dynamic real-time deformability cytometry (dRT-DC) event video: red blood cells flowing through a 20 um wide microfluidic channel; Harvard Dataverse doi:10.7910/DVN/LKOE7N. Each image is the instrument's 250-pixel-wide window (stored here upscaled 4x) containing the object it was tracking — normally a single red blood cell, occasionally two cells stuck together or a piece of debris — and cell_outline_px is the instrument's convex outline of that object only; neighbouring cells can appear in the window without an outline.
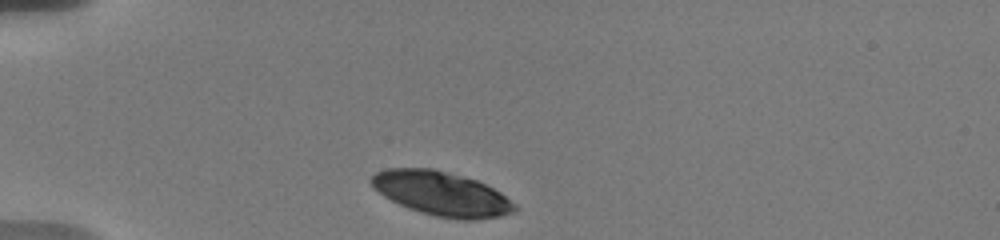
{"species": "human", "species_latin": "Homo sapiens", "temperature_condition": "warm", "stored_images_in_passage": 13, "camera_frame_rate_fps": 3000, "um_per_image_px": 0.085, "donor": {"sex": "male"}, "frame": {"image": 1, "passage_image": 1, "time_ms": 0.0, "image_size_px": [1000, 240], "cell_outline_px": [[520, 208], [512, 212], [500, 216], [476, 220], [456, 220], [436, 216], [420, 212], [408, 208], [384, 196], [372, 188], [368, 180], [376, 172], [388, 168], [432, 168], [476, 180], [500, 192], [516, 204]], "centroid_in_image_um": [37.52, 16.47], "position_along_channel_um": 47.5, "area_um2": 36.99}}
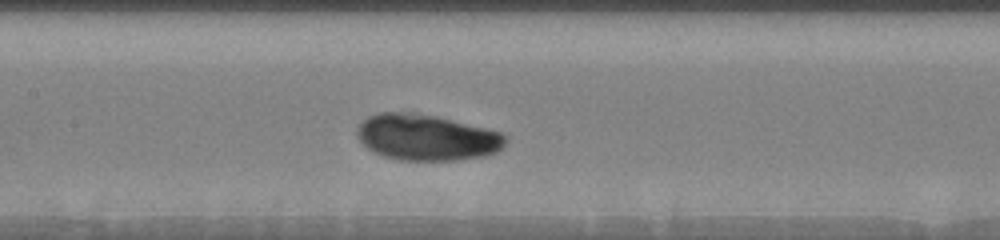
{"frame": {"image": 2, "passage_image": 10, "time_ms": 4.333, "image_size_px": [1000, 240], "cell_outline_px": [[508, 140], [496, 152], [484, 156], [456, 160], [400, 160], [384, 156], [368, 148], [356, 136], [356, 132], [360, 124], [368, 116], [380, 112], [412, 112], [432, 116], [484, 128], [500, 132], [508, 136]], "centroid_in_image_um": [36.25, 11.68], "position_along_channel_um": 171.1, "area_um2": 39.36}}
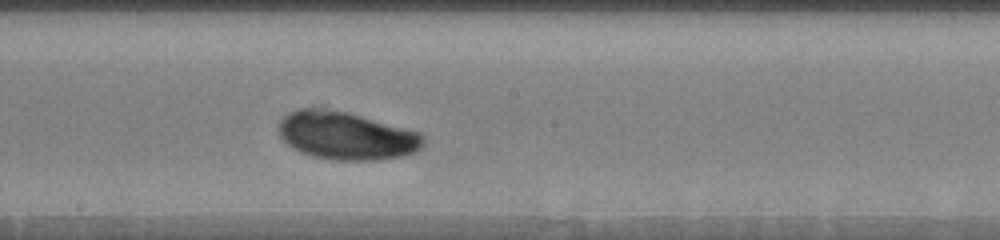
{"frame": {"image": 3, "passage_image": 13, "time_ms": 5.667, "image_size_px": [1000, 240], "cell_outline_px": [[424, 140], [420, 148], [416, 152], [400, 156], [380, 160], [332, 160], [312, 156], [300, 152], [292, 148], [280, 136], [280, 120], [288, 112], [300, 108], [324, 108], [348, 112], [420, 132]], "centroid_in_image_um": [29.42, 11.53], "position_along_channel_um": 218.8, "area_um2": 40.34}}